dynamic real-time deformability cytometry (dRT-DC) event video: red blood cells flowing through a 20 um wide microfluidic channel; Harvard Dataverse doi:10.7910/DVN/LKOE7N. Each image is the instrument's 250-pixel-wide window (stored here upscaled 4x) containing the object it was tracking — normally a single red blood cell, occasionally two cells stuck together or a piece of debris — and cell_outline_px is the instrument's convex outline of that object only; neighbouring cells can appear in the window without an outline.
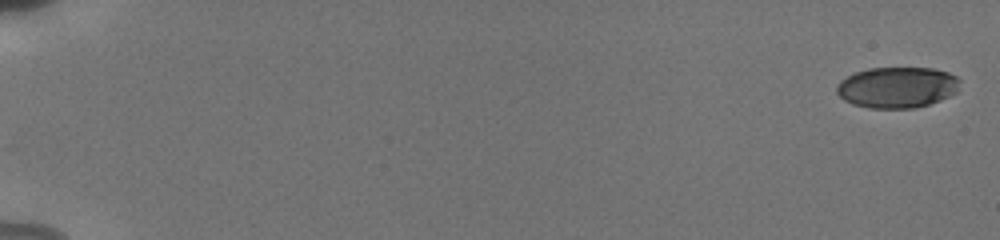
{"species": "human", "species_latin": "Homo sapiens", "temperature_condition": "cold", "stored_images_in_passage": 9, "camera_frame_rate_fps": 3000, "um_per_image_px": 0.085, "donor": {"sex": "male"}, "frame": {"image": 1, "passage_image": 1, "time_ms": 0.0, "image_size_px": [1000, 240], "cell_outline_px": [[960, 80], [956, 92], [940, 100], [916, 108], [868, 108], [852, 104], [844, 100], [836, 92], [836, 84], [840, 80], [856, 72], [868, 68], [932, 68], [948, 72], [956, 76]], "centroid_in_image_um": [76.23, 7.43], "position_along_channel_um": 8.8, "area_um2": 29.48}}
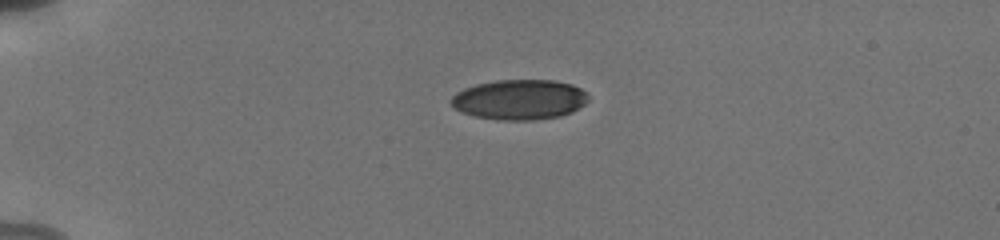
{"frame": {"image": 2, "passage_image": 6, "time_ms": 4.667, "image_size_px": [1000, 240], "cell_outline_px": [[588, 100], [584, 104], [572, 112], [560, 116], [532, 120], [500, 120], [476, 116], [460, 112], [448, 100], [456, 92], [464, 88], [476, 84], [496, 80], [552, 80], [572, 84], [580, 88], [588, 96]], "centroid_in_image_um": [44.13, 8.46], "position_along_channel_um": 40.9, "area_um2": 32.08}}
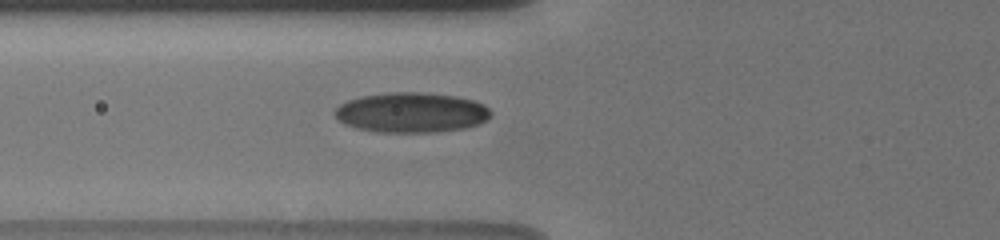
{"frame": {"image": 3, "passage_image": 9, "time_ms": 7.333, "image_size_px": [1000, 240], "cell_outline_px": [[492, 116], [488, 120], [480, 124], [464, 128], [436, 132], [376, 132], [356, 128], [344, 124], [336, 120], [332, 112], [340, 104], [348, 100], [360, 96], [392, 92], [420, 92], [456, 96], [476, 100], [484, 104], [492, 112]], "centroid_in_image_um": [34.97, 9.56], "position_along_channel_um": 90.8, "area_um2": 36.93}}